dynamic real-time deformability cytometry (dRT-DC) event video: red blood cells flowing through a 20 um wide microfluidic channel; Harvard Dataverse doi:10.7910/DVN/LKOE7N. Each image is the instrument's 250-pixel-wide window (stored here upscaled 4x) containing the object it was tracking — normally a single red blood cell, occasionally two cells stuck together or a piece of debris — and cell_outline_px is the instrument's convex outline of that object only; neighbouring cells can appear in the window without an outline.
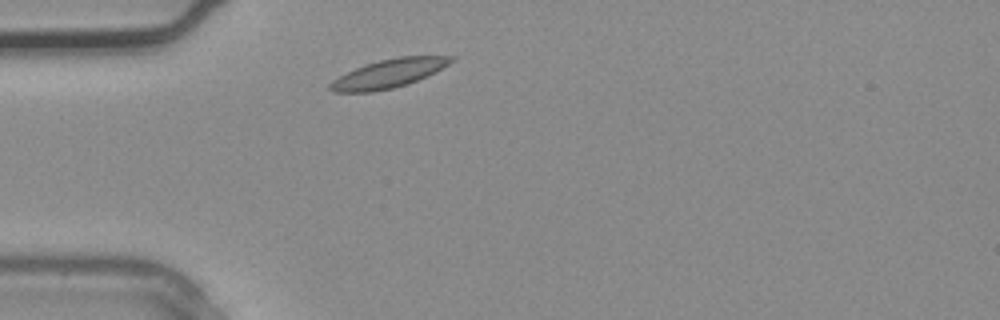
{"species": "common noctule bat (a hibernating species)", "species_latin": "Nyctalus noctula", "temperature_condition": "warm", "stored_images_in_passage": 1, "camera_frame_rate_fps": 3000, "um_per_image_px": 0.085, "animal": {"sex": "male", "body_mass_g": 20.4}, "frame": {"image": 1, "passage_image": 1, "time_ms": 0.0, "image_size_px": [1000, 320], "cell_outline_px": [[456, 60], [428, 76], [408, 84], [392, 88], [372, 92], [332, 92], [328, 88], [328, 84], [332, 80], [356, 68], [380, 60], [400, 56], [456, 56]], "centroid_in_image_um": [33.07, 6.25], "position_along_channel_um": 51.9, "area_um2": 20.11}}